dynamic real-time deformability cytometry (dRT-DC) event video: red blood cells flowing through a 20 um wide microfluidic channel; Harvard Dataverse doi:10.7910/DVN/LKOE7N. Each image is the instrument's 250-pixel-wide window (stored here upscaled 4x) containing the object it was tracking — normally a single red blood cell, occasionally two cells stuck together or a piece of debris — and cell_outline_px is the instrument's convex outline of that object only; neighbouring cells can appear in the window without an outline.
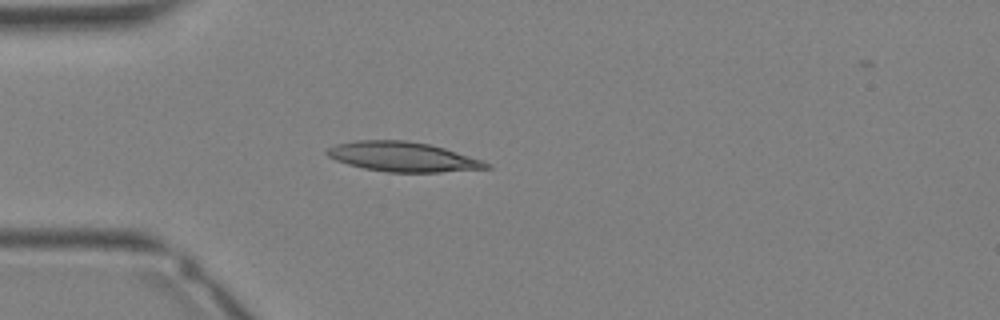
{"species": "Egyptian fruit bat (a non-hibernating species)", "species_latin": "Rousettus aegyptiacus", "temperature_condition": "warm", "stored_images_in_passage": 25, "camera_frame_rate_fps": 3000, "um_per_image_px": 0.085, "animal": {"sex": "female"}, "frame": {"image": 1, "passage_image": 1, "time_ms": 0.0, "image_size_px": [1000, 320], "cell_outline_px": [[492, 168], [440, 172], [388, 172], [364, 168], [348, 164], [336, 160], [328, 156], [324, 152], [328, 148], [336, 144], [356, 140], [404, 140], [428, 144], [444, 148], [492, 164]], "centroid_in_image_um": [34.22, 13.33], "position_along_channel_um": 50.8, "area_um2": 27.34}}
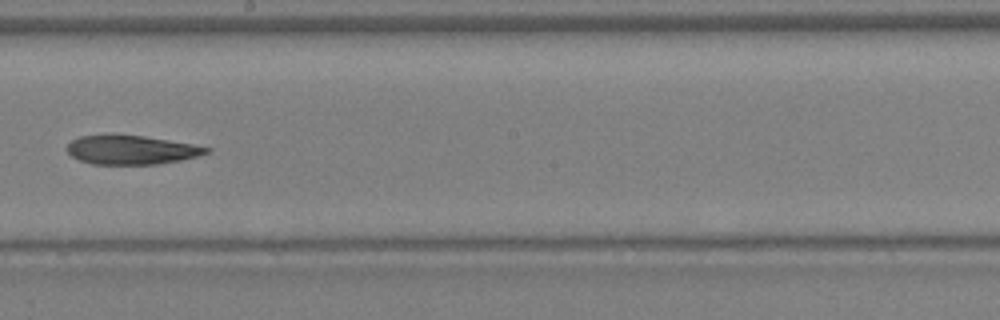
{"frame": {"image": 2, "passage_image": 11, "time_ms": 3.333, "image_size_px": [1000, 320], "cell_outline_px": [[212, 148], [208, 152], [196, 156], [180, 160], [156, 164], [92, 164], [80, 160], [72, 156], [64, 148], [72, 140], [80, 136], [108, 132], [144, 136], [192, 144]], "centroid_in_image_um": [11.08, 12.7], "position_along_channel_um": 237.1, "area_um2": 23.93}}
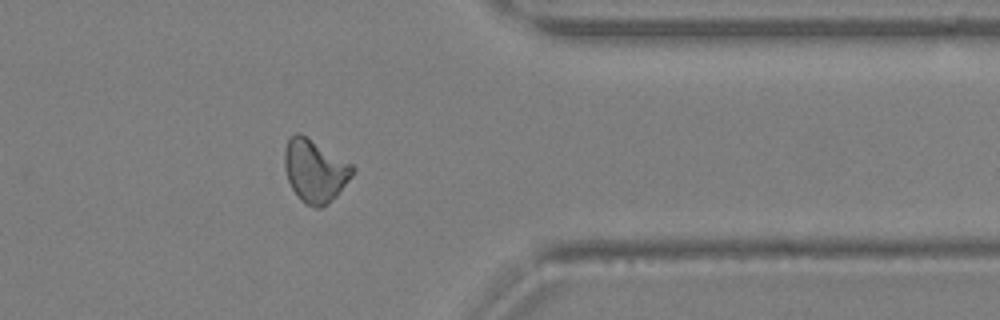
{"frame": {"image": 3, "passage_image": 19, "time_ms": 6.0, "image_size_px": [1000, 320], "cell_outline_px": [[356, 172], [336, 196], [320, 208], [316, 208], [304, 204], [300, 200], [292, 188], [288, 180], [284, 168], [284, 148], [288, 140], [296, 132], [300, 132], [352, 164], [356, 168]], "centroid_in_image_um": [26.77, 14.51], "position_along_channel_um": 384.6, "area_um2": 24.97}}